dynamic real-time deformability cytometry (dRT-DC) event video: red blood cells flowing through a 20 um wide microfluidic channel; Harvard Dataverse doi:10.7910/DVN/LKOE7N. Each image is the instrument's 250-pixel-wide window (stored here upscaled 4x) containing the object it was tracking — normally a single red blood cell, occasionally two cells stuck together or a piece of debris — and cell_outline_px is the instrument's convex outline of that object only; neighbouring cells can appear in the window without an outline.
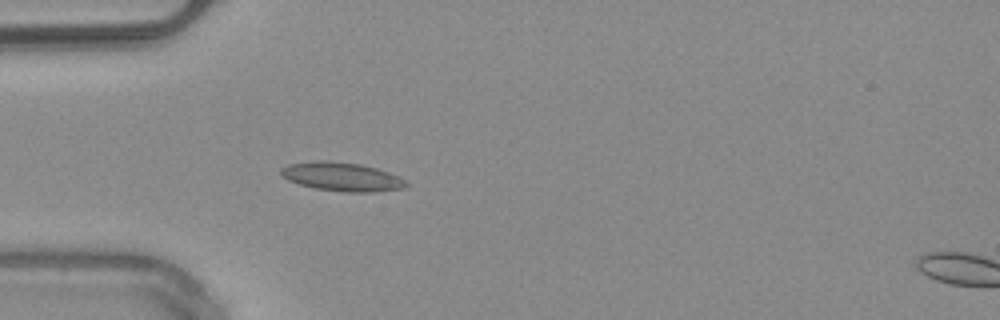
{"species": "common noctule bat (a hibernating species)", "species_latin": "Nyctalus noctula", "temperature_condition": "warm", "stored_images_in_passage": 50, "camera_frame_rate_fps": 3000, "um_per_image_px": 0.085, "animal": {"sex": "male", "body_mass_g": 20.4}, "frame": {"image": 1, "passage_image": 15, "time_ms": 4.667, "image_size_px": [1000, 320], "cell_outline_px": [[408, 184], [404, 188], [376, 192], [344, 192], [316, 188], [300, 184], [288, 180], [280, 172], [280, 168], [288, 164], [320, 160], [328, 160], [360, 164], [376, 168], [400, 176], [408, 180]], "centroid_in_image_um": [29.11, 15.02], "position_along_channel_um": 55.9, "area_um2": 21.04}, "authors_computed_cell_mechanics": {"area_um2": 18.6405, "velocity_mm_per_s": 4.0499, "shape_relaxation_time_tau1_ms": null, "shape_relaxation_time_tau2_ms": 1.857, "deformation_change_tau1": null, "deformation_change_tau2": 0.0747}}